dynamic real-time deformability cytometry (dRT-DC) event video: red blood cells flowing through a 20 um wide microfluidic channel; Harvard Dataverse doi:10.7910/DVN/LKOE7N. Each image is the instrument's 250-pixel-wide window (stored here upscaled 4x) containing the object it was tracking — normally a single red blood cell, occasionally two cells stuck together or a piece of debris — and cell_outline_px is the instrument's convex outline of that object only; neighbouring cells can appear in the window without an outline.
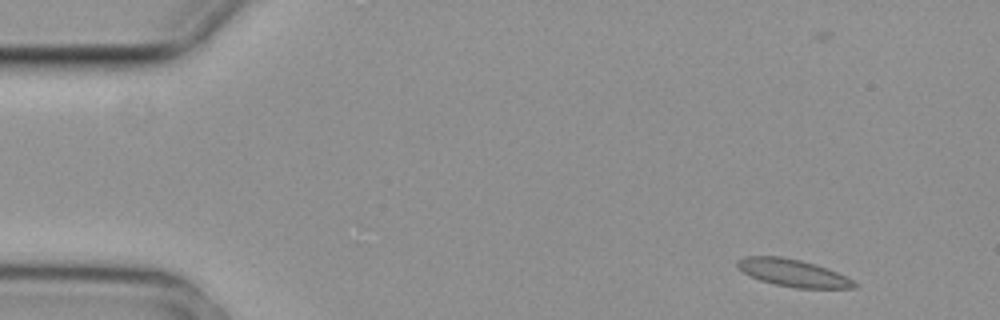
{"species": "common noctule bat (a hibernating species)", "species_latin": "Nyctalus noctula", "temperature_condition": "cold", "stored_images_in_passage": 4, "camera_frame_rate_fps": 3000, "um_per_image_px": 0.085, "animal": {"sex": "female", "body_mass_g": 29.2, "forearm_length_mm": 56.3}, "frame": {"image": 1, "passage_image": 1, "time_ms": 0.0, "image_size_px": [1000, 320], "cell_outline_px": [[856, 288], [796, 288], [776, 284], [760, 280], [744, 272], [736, 264], [736, 260], [744, 256], [780, 256], [800, 260], [816, 264], [836, 272], [852, 280], [856, 284]], "centroid_in_image_um": [67.38, 23.19], "position_along_channel_um": 17.6, "area_um2": 18.32}}
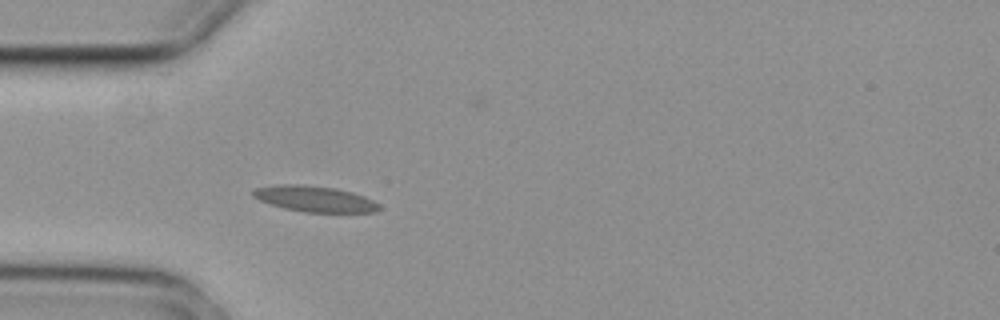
{"frame": {"image": 2, "passage_image": 4, "time_ms": 1.0, "image_size_px": [1000, 320], "cell_outline_px": [[380, 208], [376, 212], [304, 212], [284, 208], [260, 200], [252, 196], [252, 192], [256, 188], [276, 184], [300, 184], [336, 188], [352, 192], [364, 196], [380, 204]], "centroid_in_image_um": [26.76, 16.9], "position_along_channel_um": 58.2, "area_um2": 18.96}}